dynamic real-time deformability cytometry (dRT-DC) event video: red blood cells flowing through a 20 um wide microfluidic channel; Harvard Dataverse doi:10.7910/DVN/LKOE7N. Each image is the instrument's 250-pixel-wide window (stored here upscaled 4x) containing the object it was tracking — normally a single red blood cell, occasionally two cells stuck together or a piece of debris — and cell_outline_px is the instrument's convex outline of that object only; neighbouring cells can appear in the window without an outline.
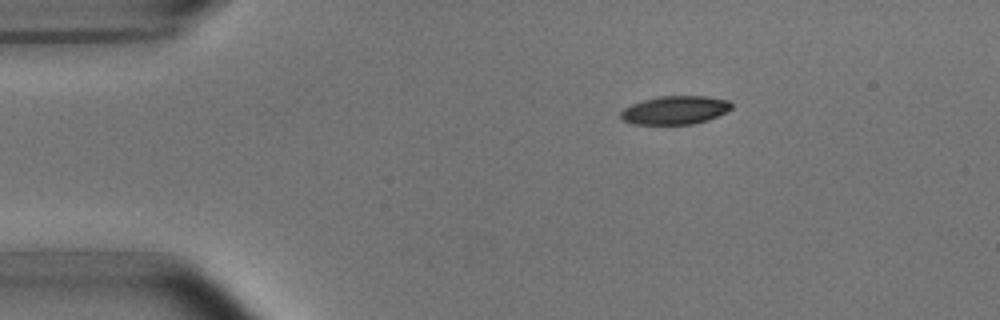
{"species": "common noctule bat (a hibernating species)", "species_latin": "Nyctalus noctula", "temperature_condition": "room temperature", "stored_images_in_passage": 4, "camera_frame_rate_fps": 3000, "um_per_image_px": 0.085, "animal": {"sex": "male", "body_mass_g": 15.6}, "frame": {"image": 1, "passage_image": 1, "time_ms": 0.0, "image_size_px": [1000, 320], "cell_outline_px": [[732, 108], [708, 120], [692, 124], [636, 124], [624, 120], [620, 116], [620, 112], [624, 108], [632, 104], [644, 100], [660, 96], [704, 96], [728, 100], [732, 104]], "centroid_in_image_um": [57.38, 9.36], "position_along_channel_um": 27.6, "area_um2": 18.09}}
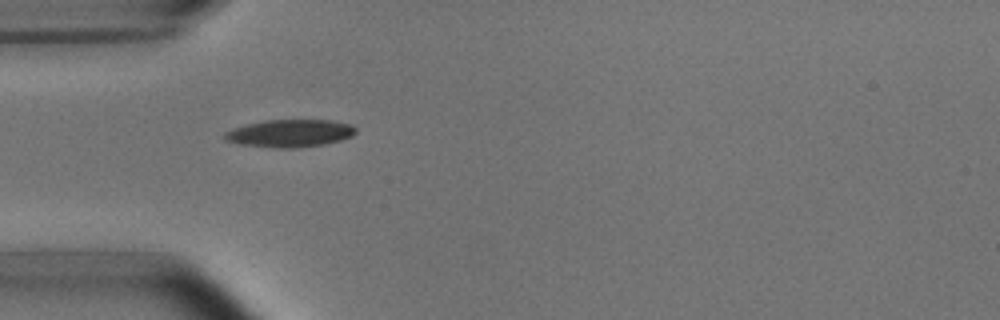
{"frame": {"image": 2, "passage_image": 3, "time_ms": 2.333, "image_size_px": [1000, 320], "cell_outline_px": [[356, 132], [352, 136], [340, 140], [324, 144], [296, 148], [276, 148], [240, 144], [224, 140], [224, 132], [232, 128], [248, 124], [268, 120], [332, 120], [352, 124], [356, 128]], "centroid_in_image_um": [24.65, 11.33], "position_along_channel_um": 60.3, "area_um2": 21.1}}